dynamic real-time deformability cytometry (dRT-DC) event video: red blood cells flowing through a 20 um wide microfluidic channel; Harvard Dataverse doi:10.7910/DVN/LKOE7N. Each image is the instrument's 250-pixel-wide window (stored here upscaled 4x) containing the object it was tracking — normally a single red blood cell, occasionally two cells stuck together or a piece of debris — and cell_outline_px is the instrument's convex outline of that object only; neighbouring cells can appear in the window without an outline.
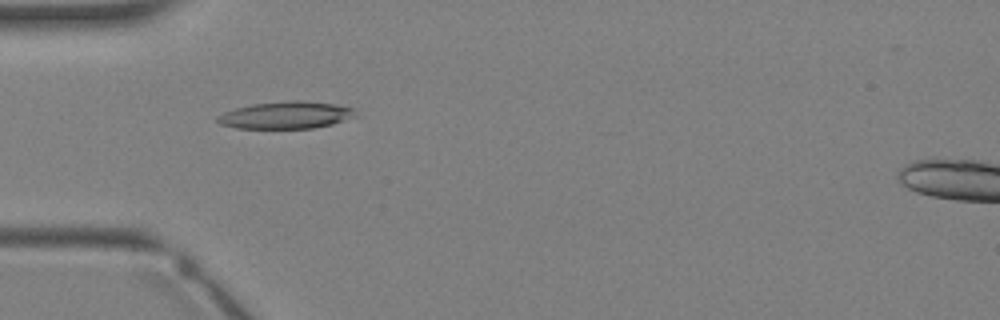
{"species": "Egyptian fruit bat (a non-hibernating species)", "species_latin": "Rousettus aegyptiacus", "temperature_condition": "warm", "stored_images_in_passage": 3, "camera_frame_rate_fps": 3000, "um_per_image_px": 0.085, "animal": {"sex": "female"}, "frame": {"image": 1, "passage_image": 3, "time_ms": 2.333, "image_size_px": [1000, 320], "cell_outline_px": [[360, 116], [332, 124], [312, 128], [236, 128], [220, 124], [216, 120], [216, 116], [224, 112], [236, 108], [252, 104], [288, 100], [300, 100], [336, 104], [356, 108]], "centroid_in_image_um": [24.38, 9.77], "position_along_channel_um": 60.6, "area_um2": 22.2}}